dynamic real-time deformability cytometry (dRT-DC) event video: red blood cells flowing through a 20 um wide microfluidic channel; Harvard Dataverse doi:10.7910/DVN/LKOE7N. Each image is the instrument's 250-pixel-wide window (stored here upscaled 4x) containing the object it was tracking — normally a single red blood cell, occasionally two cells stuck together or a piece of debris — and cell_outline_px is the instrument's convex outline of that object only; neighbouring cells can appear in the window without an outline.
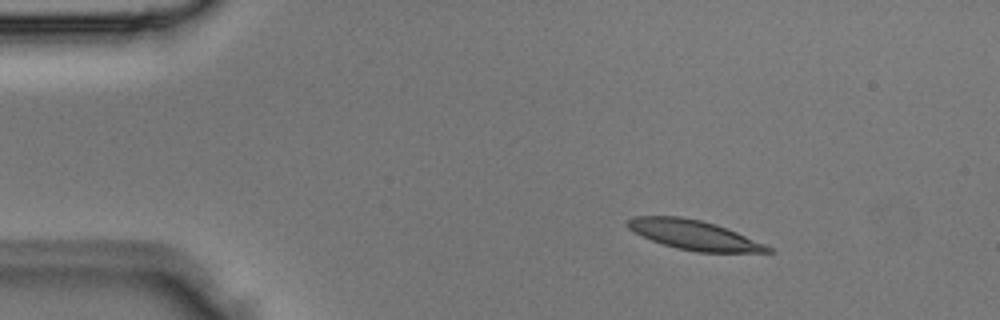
{"species": "Egyptian fruit bat (a non-hibernating species)", "species_latin": "Rousettus aegyptiacus", "temperature_condition": "room temperature", "stored_images_in_passage": 4, "camera_frame_rate_fps": 3000, "um_per_image_px": 0.085, "animal": {"sex": "male"}, "frame": {"image": 1, "passage_image": 2, "time_ms": 0.333, "image_size_px": [1000, 320], "cell_outline_px": [[776, 252], [696, 252], [676, 248], [652, 240], [628, 228], [624, 224], [624, 220], [632, 216], [680, 216], [700, 220], [716, 224], [736, 232], [764, 244], [772, 248]], "centroid_in_image_um": [58.94, 19.96], "position_along_channel_um": 26.1, "area_um2": 23.99}}
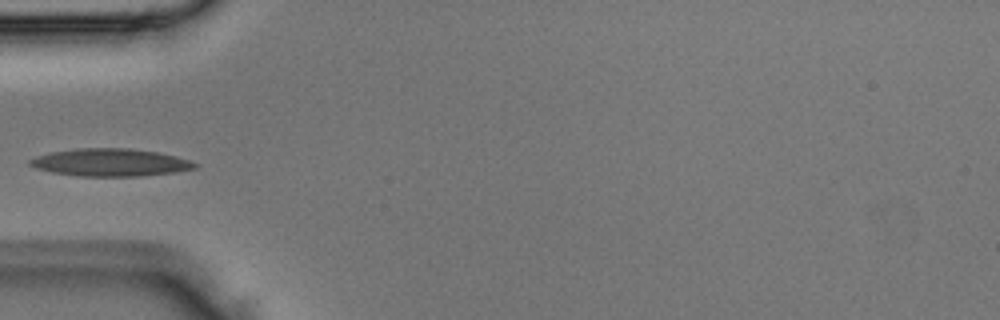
{"frame": {"image": 2, "passage_image": 4, "time_ms": 1.0, "image_size_px": [1000, 320], "cell_outline_px": [[200, 164], [196, 168], [176, 172], [140, 176], [80, 176], [52, 172], [36, 168], [28, 164], [28, 160], [36, 156], [52, 152], [76, 148], [132, 148], [156, 152], [176, 156]], "centroid_in_image_um": [9.39, 13.8], "position_along_channel_um": 75.6, "area_um2": 26.53}}